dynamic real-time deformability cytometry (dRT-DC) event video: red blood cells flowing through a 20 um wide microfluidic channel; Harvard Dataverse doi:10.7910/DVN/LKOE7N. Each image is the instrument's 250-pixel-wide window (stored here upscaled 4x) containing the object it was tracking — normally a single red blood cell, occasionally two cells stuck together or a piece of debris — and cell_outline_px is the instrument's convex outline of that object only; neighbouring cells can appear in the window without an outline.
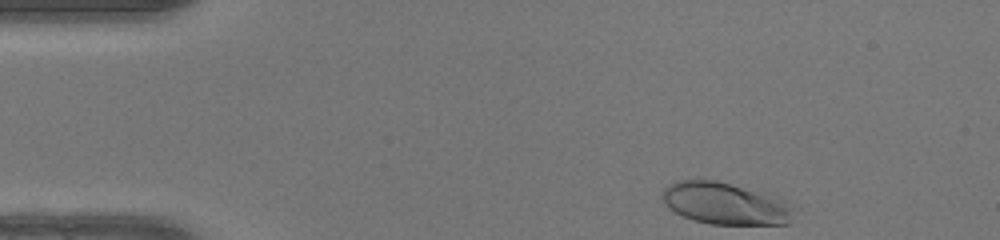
{"species": "human", "species_latin": "Homo sapiens", "temperature_condition": "warm", "stored_images_in_passage": 43, "camera_frame_rate_fps": 3000, "um_per_image_px": 0.085, "donor": {"sex": "female"}, "frame": {"image": 1, "passage_image": 1, "time_ms": 0.0, "image_size_px": [1000, 240], "cell_outline_px": [[792, 212], [788, 224], [712, 224], [696, 220], [684, 216], [668, 208], [664, 204], [660, 196], [664, 188], [676, 180], [716, 180], [772, 196], [784, 200], [792, 208]], "centroid_in_image_um": [61.56, 17.3], "position_along_channel_um": 23.4, "area_um2": 31.56}}
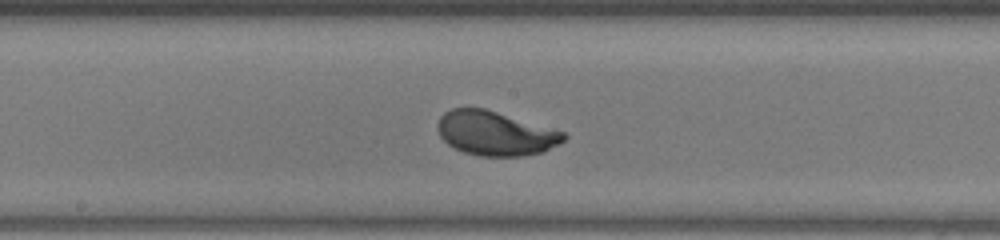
{"frame": {"image": 2, "passage_image": 20, "time_ms": 6.333, "image_size_px": [1000, 240], "cell_outline_px": [[568, 136], [560, 144], [544, 152], [524, 156], [480, 156], [464, 152], [448, 144], [440, 136], [436, 128], [436, 124], [440, 116], [444, 112], [452, 108], [484, 108], [564, 132]], "centroid_in_image_um": [42.1, 11.34], "position_along_channel_um": 206.1, "area_um2": 32.54}}
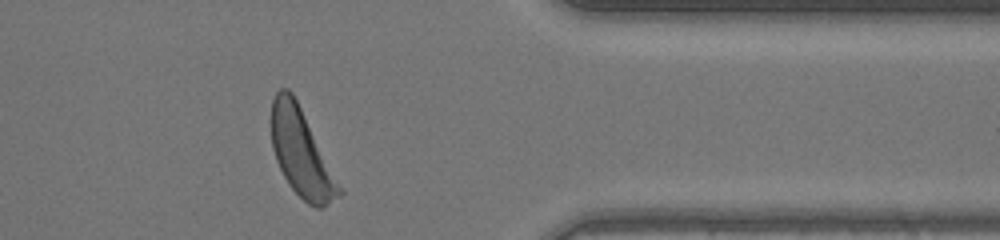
{"frame": {"image": 3, "passage_image": 34, "time_ms": 11.0, "image_size_px": [1000, 240], "cell_outline_px": [[344, 192], [340, 196], [320, 208], [316, 208], [308, 204], [288, 184], [276, 160], [272, 148], [272, 100], [276, 92], [280, 88], [288, 88], [292, 92]], "centroid_in_image_um": [25.6, 13.01], "position_along_channel_um": 385.8, "area_um2": 33.7}, "authors_computed_cell_mechanics": {"area_um2": 32.7148, "velocity_mm_per_s": 4.2132, "shape_relaxation_time_tau1_ms": 2.1895, "shape_relaxation_time_tau2_ms": null, "deformation_change_tau1": 0.1581, "deformation_change_tau2": null}}